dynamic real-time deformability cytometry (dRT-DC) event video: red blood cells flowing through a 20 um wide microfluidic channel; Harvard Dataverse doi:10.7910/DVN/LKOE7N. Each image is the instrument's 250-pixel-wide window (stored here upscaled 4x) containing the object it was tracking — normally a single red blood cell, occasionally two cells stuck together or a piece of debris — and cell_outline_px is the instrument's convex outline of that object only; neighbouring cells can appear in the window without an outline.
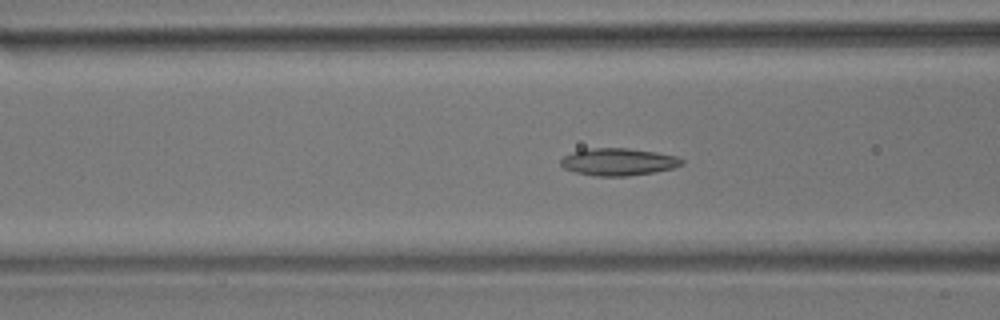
{"species": "common noctule bat (a hibernating species)", "species_latin": "Nyctalus noctula", "temperature_condition": "room temperature", "stored_images_in_passage": 11, "camera_frame_rate_fps": 3000, "um_per_image_px": 0.085, "animal": {"sex": "male", "body_mass_g": 17.9}, "frame": {"image": 1, "passage_image": 9, "time_ms": 2.667, "image_size_px": [1000, 320], "cell_outline_px": [[684, 164], [672, 168], [652, 172], [628, 176], [596, 176], [576, 172], [564, 168], [560, 164], [560, 160], [564, 156], [572, 152], [592, 148], [628, 148], [656, 152], [676, 156], [684, 160]], "centroid_in_image_um": [52.56, 13.75], "position_along_channel_um": 114.0, "area_um2": 19.13}}